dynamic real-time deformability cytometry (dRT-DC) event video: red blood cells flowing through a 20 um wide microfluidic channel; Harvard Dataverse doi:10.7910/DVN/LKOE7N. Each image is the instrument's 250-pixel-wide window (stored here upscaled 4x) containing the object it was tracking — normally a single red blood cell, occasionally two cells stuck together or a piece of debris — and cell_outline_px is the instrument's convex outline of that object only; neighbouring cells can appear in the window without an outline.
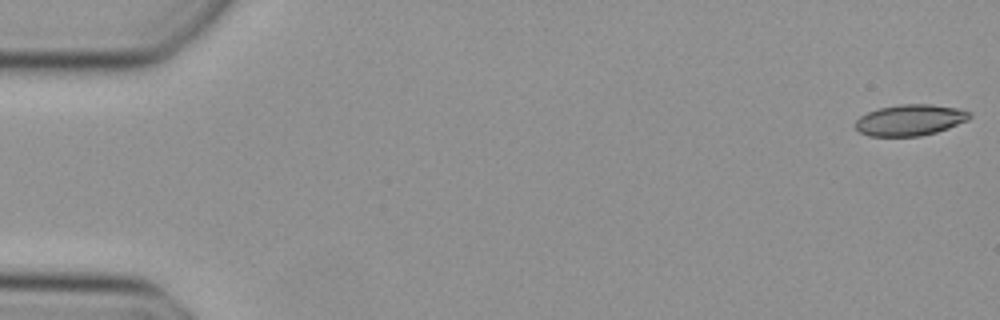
{"species": "Egyptian fruit bat (a non-hibernating species)", "species_latin": "Rousettus aegyptiacus", "temperature_condition": "cold", "stored_images_in_passage": 11, "camera_frame_rate_fps": 3000, "um_per_image_px": 0.085, "animal": {"sex": "female"}, "frame": {"image": 1, "passage_image": 1, "time_ms": 0.0, "image_size_px": [1000, 320], "cell_outline_px": [[972, 116], [968, 120], [948, 128], [936, 132], [920, 136], [868, 136], [860, 132], [852, 124], [860, 116], [868, 112], [880, 108], [900, 104], [932, 104], [956, 108], [972, 112]], "centroid_in_image_um": [77.35, 10.2], "position_along_channel_um": 7.7, "area_um2": 20.81}}